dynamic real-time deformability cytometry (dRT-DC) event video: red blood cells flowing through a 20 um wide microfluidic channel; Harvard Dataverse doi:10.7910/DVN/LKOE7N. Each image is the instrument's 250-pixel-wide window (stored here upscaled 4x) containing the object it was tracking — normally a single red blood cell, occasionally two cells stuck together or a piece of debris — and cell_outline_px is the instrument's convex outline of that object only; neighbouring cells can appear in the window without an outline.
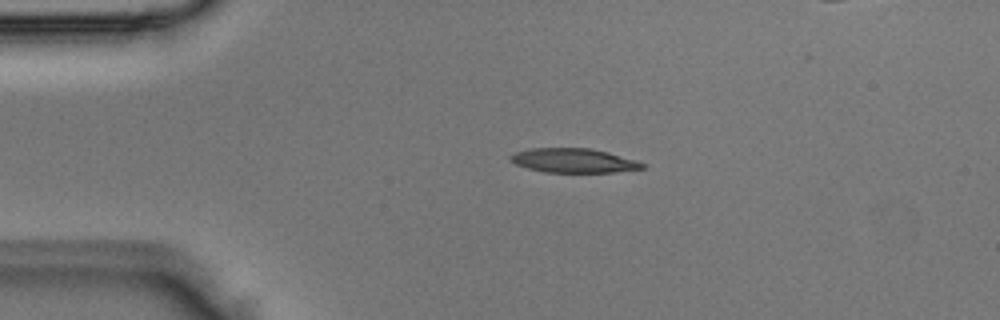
{"species": "Egyptian fruit bat (a non-hibernating species)", "species_latin": "Rousettus aegyptiacus", "temperature_condition": "room temperature", "stored_images_in_passage": 3, "camera_frame_rate_fps": 3000, "um_per_image_px": 0.085, "animal": {"sex": "male"}, "frame": {"image": 1, "passage_image": 3, "time_ms": 0.667, "image_size_px": [1000, 320], "cell_outline_px": [[648, 164], [644, 168], [612, 172], [544, 172], [528, 168], [516, 164], [508, 160], [508, 156], [516, 152], [532, 148], [592, 148], [608, 152], [636, 160]], "centroid_in_image_um": [48.76, 13.64], "position_along_channel_um": 36.2, "area_um2": 18.67}}